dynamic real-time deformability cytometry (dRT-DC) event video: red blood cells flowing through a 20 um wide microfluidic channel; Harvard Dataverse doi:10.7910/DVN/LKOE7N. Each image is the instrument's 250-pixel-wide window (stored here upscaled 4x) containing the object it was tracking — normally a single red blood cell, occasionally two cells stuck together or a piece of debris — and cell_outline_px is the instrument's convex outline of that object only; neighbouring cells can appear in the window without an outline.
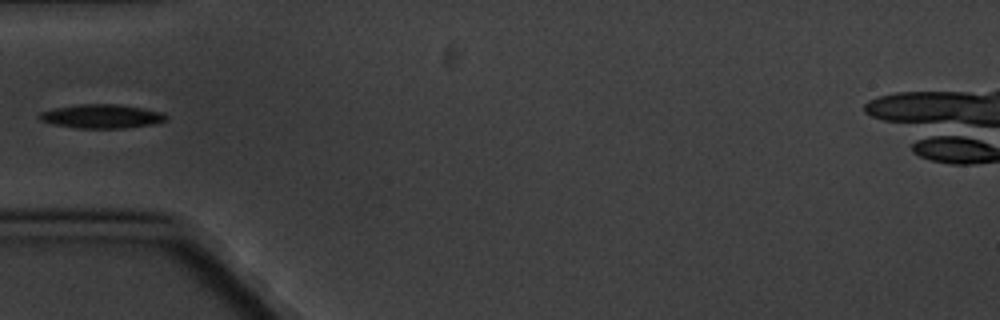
{"species": "common noctule bat (a hibernating species)", "species_latin": "Nyctalus noctula", "temperature_condition": "cold", "stored_images_in_passage": 5, "camera_frame_rate_fps": 3000, "um_per_image_px": 0.085, "animal": {"sex": "male", "body_mass_g": 20.1, "forearm_length_mm": 53.5}, "frame": {"image": 1, "passage_image": 5, "time_ms": 5.667, "image_size_px": [1000, 320], "cell_outline_px": [[168, 120], [152, 124], [124, 128], [76, 128], [52, 124], [40, 120], [36, 116], [40, 112], [52, 108], [80, 104], [120, 104], [160, 112], [168, 116]], "centroid_in_image_um": [8.58, 9.88], "position_along_channel_um": 76.4, "area_um2": 17.69}}